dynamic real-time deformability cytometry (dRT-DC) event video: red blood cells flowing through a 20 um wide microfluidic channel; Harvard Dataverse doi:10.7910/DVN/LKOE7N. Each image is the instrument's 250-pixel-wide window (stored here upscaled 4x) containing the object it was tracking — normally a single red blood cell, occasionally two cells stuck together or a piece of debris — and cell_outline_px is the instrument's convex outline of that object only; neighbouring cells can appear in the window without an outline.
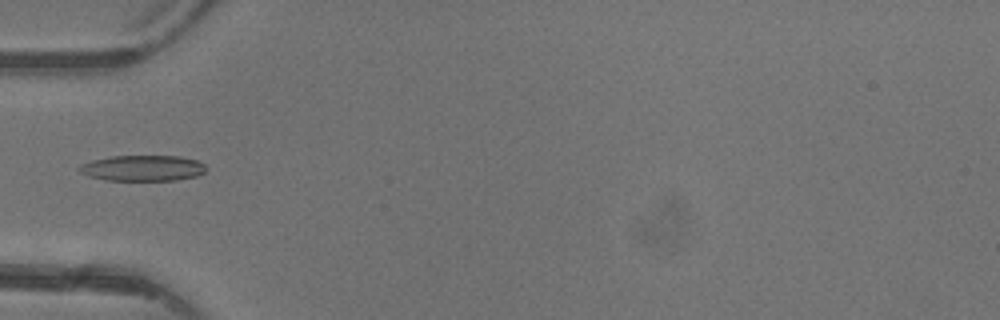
{"species": "common noctule bat (a hibernating species)", "species_latin": "Nyctalus noctula", "temperature_condition": "warm", "stored_images_in_passage": 5, "camera_frame_rate_fps": 3000, "um_per_image_px": 0.085, "animal": {"sex": "female"}, "frame": {"image": 1, "passage_image": 5, "time_ms": 4.667, "image_size_px": [1000, 320], "cell_outline_px": [[208, 168], [204, 172], [196, 176], [176, 180], [104, 180], [88, 176], [80, 172], [76, 168], [80, 164], [92, 160], [108, 156], [180, 156], [196, 160], [204, 164]], "centroid_in_image_um": [12.1, 14.28], "position_along_channel_um": 72.9, "area_um2": 19.19}}